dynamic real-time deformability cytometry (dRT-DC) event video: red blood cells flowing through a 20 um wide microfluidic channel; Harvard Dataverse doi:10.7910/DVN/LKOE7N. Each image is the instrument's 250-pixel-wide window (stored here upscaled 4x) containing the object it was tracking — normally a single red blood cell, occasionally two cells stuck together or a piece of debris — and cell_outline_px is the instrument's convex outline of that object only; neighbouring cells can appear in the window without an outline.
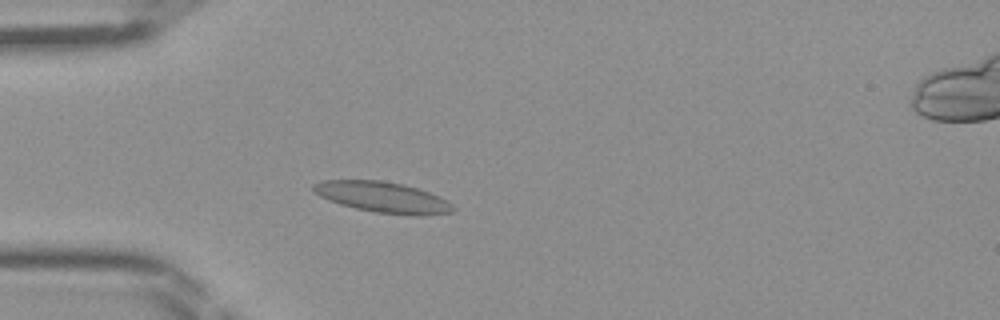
{"species": "Egyptian fruit bat (a non-hibernating species)", "species_latin": "Rousettus aegyptiacus", "temperature_condition": "room temperature", "stored_images_in_passage": 45, "camera_frame_rate_fps": 3000, "um_per_image_px": 0.085, "frame": {"image": 1, "passage_image": 12, "time_ms": 3.667, "image_size_px": [1000, 320], "cell_outline_px": [[456, 208], [452, 212], [420, 216], [412, 216], [372, 212], [340, 204], [328, 200], [320, 196], [312, 188], [312, 184], [320, 180], [380, 180], [404, 184], [440, 196], [448, 200]], "centroid_in_image_um": [32.55, 16.77], "position_along_channel_um": 52.4, "area_um2": 25.26}}
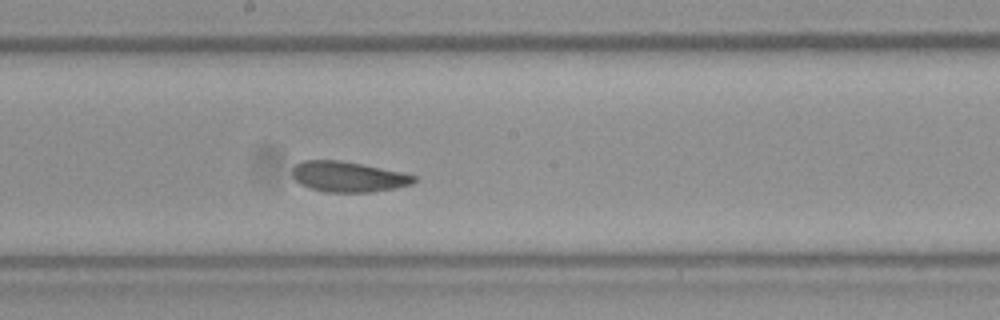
{"frame": {"image": 2, "passage_image": 24, "time_ms": 7.667, "image_size_px": [1000, 320], "cell_outline_px": [[416, 180], [412, 184], [396, 188], [372, 192], [324, 192], [300, 184], [292, 176], [292, 168], [300, 160], [340, 160], [400, 172], [416, 176]], "centroid_in_image_um": [29.56, 15.02], "position_along_channel_um": 218.6, "area_um2": 21.5}}
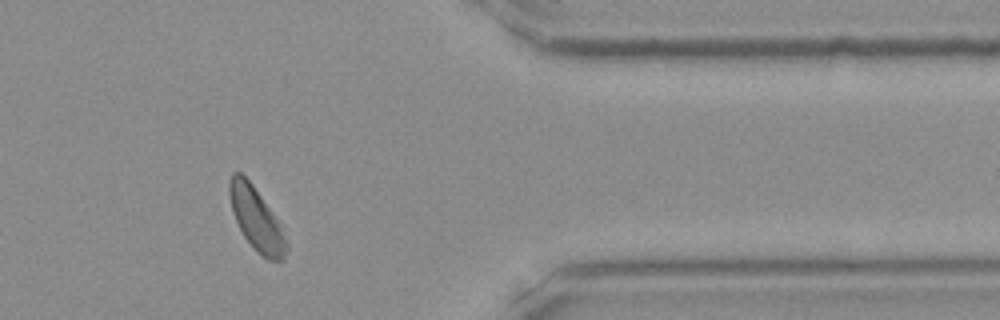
{"frame": {"image": 3, "passage_image": 37, "time_ms": 12.0, "image_size_px": [1000, 320], "cell_outline_px": [[288, 248], [284, 260], [268, 260], [256, 252], [252, 248], [244, 236], [232, 212], [228, 196], [228, 180], [232, 172], [240, 172], [252, 184], [276, 220], [288, 244]], "centroid_in_image_um": [21.74, 18.63], "position_along_channel_um": 389.7, "area_um2": 20.52}}